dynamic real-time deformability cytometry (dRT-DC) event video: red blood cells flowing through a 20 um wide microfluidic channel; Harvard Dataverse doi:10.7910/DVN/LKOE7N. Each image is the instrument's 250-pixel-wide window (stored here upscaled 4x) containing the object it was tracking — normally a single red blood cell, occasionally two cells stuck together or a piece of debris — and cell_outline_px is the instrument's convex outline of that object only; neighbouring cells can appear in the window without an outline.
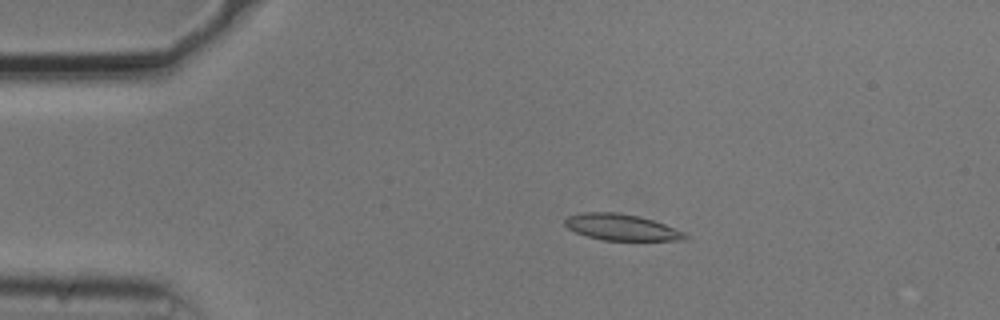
{"species": "common noctule bat (a hibernating species)", "species_latin": "Nyctalus noctula", "temperature_condition": "cold", "stored_images_in_passage": 51, "camera_frame_rate_fps": 3000, "um_per_image_px": 0.085, "animal": {"sex": "male", "body_mass_g": 20.5, "forearm_length_mm": 52.5}, "frame": {"image": 1, "passage_image": 7, "time_ms": 2.0, "image_size_px": [1000, 320], "cell_outline_px": [[688, 240], [604, 240], [588, 236], [576, 232], [568, 228], [564, 224], [564, 220], [568, 216], [584, 212], [616, 212], [636, 216], [652, 220], [664, 224], [684, 232], [688, 236]], "centroid_in_image_um": [52.82, 19.32], "position_along_channel_um": 32.2, "area_um2": 18.15}}
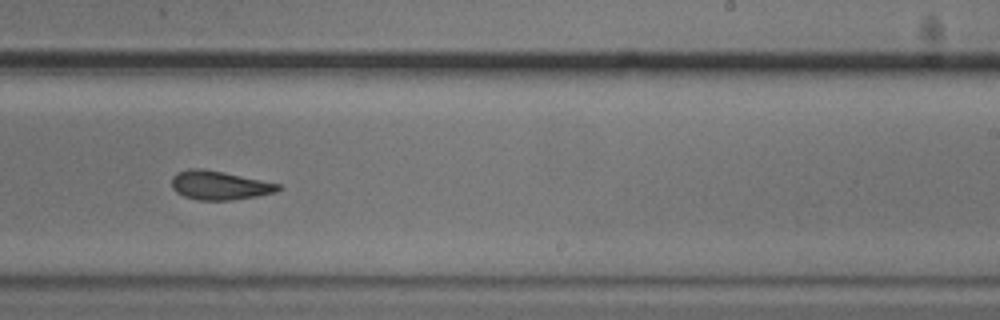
{"frame": {"image": 2, "passage_image": 30, "time_ms": 9.667, "image_size_px": [1000, 320], "cell_outline_px": [[284, 188], [276, 192], [256, 196], [232, 200], [200, 200], [184, 196], [176, 192], [172, 188], [172, 176], [176, 172], [188, 168], [204, 168], [224, 172], [280, 184]], "centroid_in_image_um": [18.64, 15.74], "position_along_channel_um": 270.4, "area_um2": 18.03}}
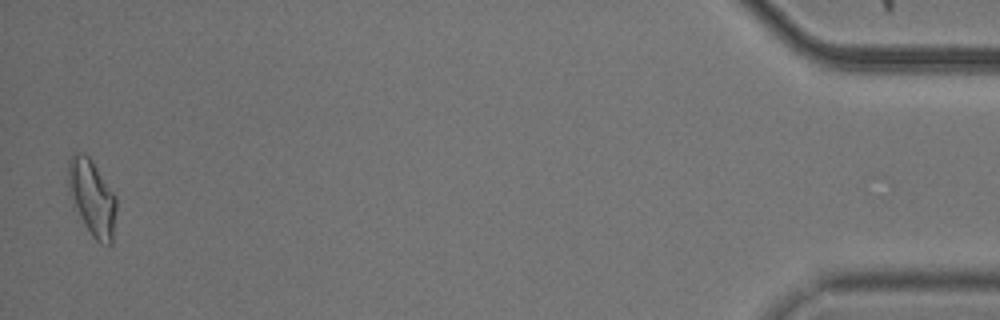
{"frame": {"image": 3, "passage_image": 50, "time_ms": 16.333, "image_size_px": [1000, 320], "cell_outline_px": [[116, 208], [112, 244], [100, 244], [92, 236], [72, 208], [68, 192], [68, 160], [76, 152], [84, 152], [92, 160], [116, 196]], "centroid_in_image_um": [7.79, 16.81], "position_along_channel_um": 427.4, "area_um2": 21.73}, "authors_computed_cell_mechanics": {"area_um2": 18.3804, "velocity_mm_per_s": 3.7031, "shape_relaxation_time_tau1_ms": null, "shape_relaxation_time_tau2_ms": 4.0205, "deformation_change_tau1": null, "deformation_change_tau2": 0.1289}}